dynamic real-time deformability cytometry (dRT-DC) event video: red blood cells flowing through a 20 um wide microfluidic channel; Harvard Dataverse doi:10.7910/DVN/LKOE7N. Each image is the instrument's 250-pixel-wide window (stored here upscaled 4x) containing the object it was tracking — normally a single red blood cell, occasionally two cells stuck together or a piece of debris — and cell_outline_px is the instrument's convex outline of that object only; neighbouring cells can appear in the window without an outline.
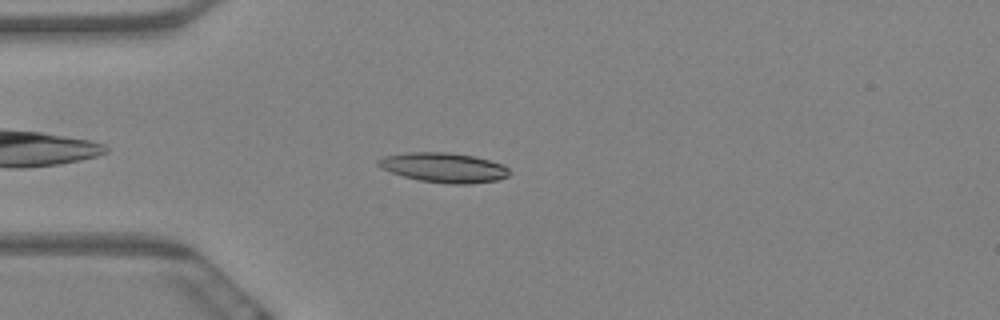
{"species": "Egyptian fruit bat (a non-hibernating species)", "species_latin": "Rousettus aegyptiacus", "temperature_condition": "warm", "stored_images_in_passage": 5, "camera_frame_rate_fps": 3000, "um_per_image_px": 0.085, "animal": {"sex": "female"}, "frame": {"image": 1, "passage_image": 2, "time_ms": 0.333, "image_size_px": [1000, 320], "cell_outline_px": [[508, 176], [496, 180], [468, 184], [448, 184], [420, 180], [404, 176], [380, 168], [376, 164], [376, 160], [384, 156], [408, 152], [444, 152], [472, 156], [504, 164], [508, 168]], "centroid_in_image_um": [37.69, 14.24], "position_along_channel_um": 47.3, "area_um2": 22.54}}
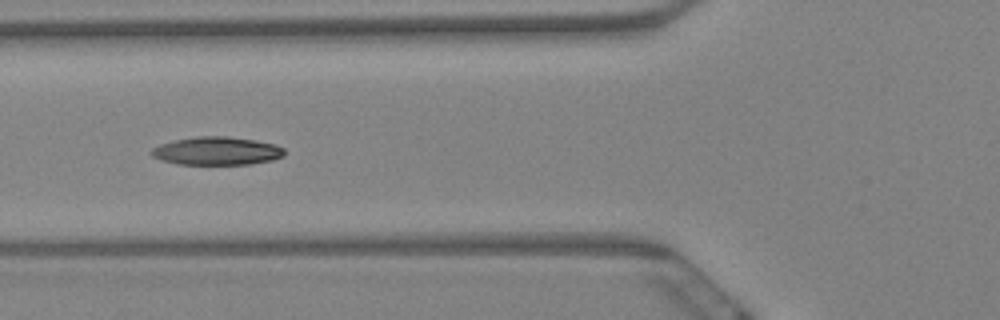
{"frame": {"image": 2, "passage_image": 4, "time_ms": 1.0, "image_size_px": [1000, 320], "cell_outline_px": [[284, 156], [272, 160], [252, 164], [176, 164], [152, 156], [152, 148], [160, 144], [176, 140], [196, 136], [228, 136], [256, 140], [276, 144], [284, 148]], "centroid_in_image_um": [18.48, 12.82], "position_along_channel_um": 107.3, "area_um2": 21.79}}
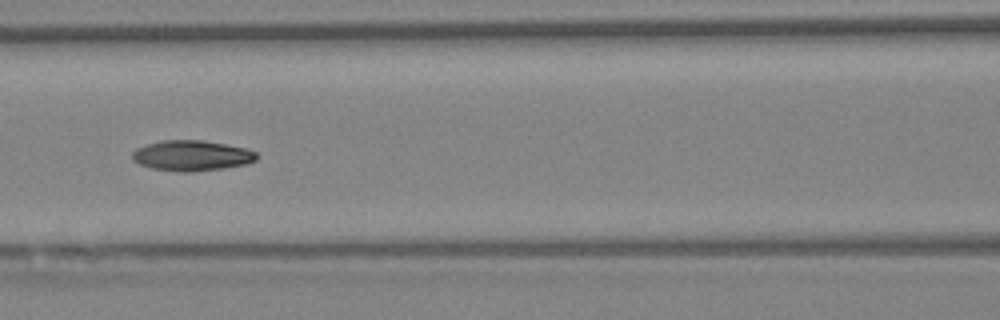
{"frame": {"image": 3, "passage_image": 5, "time_ms": 1.333, "image_size_px": [1000, 320], "cell_outline_px": [[256, 160], [244, 164], [220, 168], [192, 172], [180, 172], [152, 168], [140, 164], [132, 160], [132, 152], [136, 148], [160, 140], [200, 140], [224, 144], [244, 148], [256, 152]], "centroid_in_image_um": [16.24, 13.22], "position_along_channel_um": 150.4, "area_um2": 21.79}}